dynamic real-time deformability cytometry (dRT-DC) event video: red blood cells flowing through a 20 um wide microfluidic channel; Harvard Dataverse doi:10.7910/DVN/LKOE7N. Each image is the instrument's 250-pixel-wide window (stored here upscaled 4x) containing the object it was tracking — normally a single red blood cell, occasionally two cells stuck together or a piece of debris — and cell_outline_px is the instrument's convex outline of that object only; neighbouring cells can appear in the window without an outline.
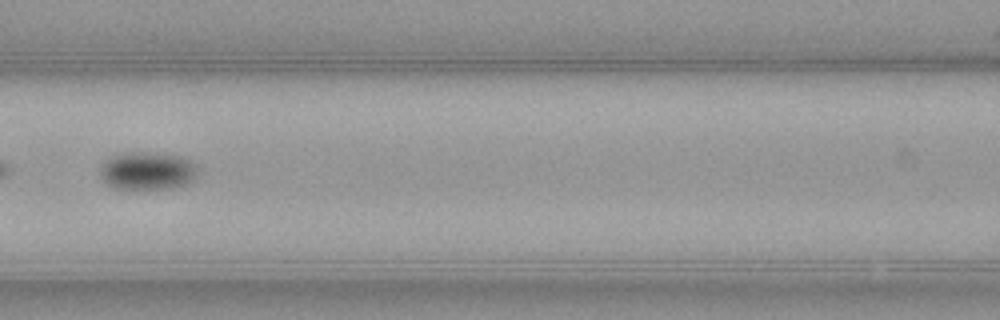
{"species": "common noctule bat (a hibernating species)", "species_latin": "Nyctalus noctula", "temperature_condition": "warm", "stored_images_in_passage": 15, "camera_frame_rate_fps": 3000, "um_per_image_px": 0.085, "animal": {"sex": "female", "body_mass_g": 21.9}, "frame": {"image": 1, "passage_image": 9, "time_ms": 2.667, "image_size_px": [1000, 320], "cell_outline_px": [[196, 176], [192, 180], [184, 184], [172, 188], [112, 188], [100, 176], [100, 168], [104, 160], [112, 156], [132, 152], [148, 152], [184, 156], [192, 160], [196, 164]], "centroid_in_image_um": [12.54, 14.5], "position_along_channel_um": 154.1, "area_um2": 21.5}}